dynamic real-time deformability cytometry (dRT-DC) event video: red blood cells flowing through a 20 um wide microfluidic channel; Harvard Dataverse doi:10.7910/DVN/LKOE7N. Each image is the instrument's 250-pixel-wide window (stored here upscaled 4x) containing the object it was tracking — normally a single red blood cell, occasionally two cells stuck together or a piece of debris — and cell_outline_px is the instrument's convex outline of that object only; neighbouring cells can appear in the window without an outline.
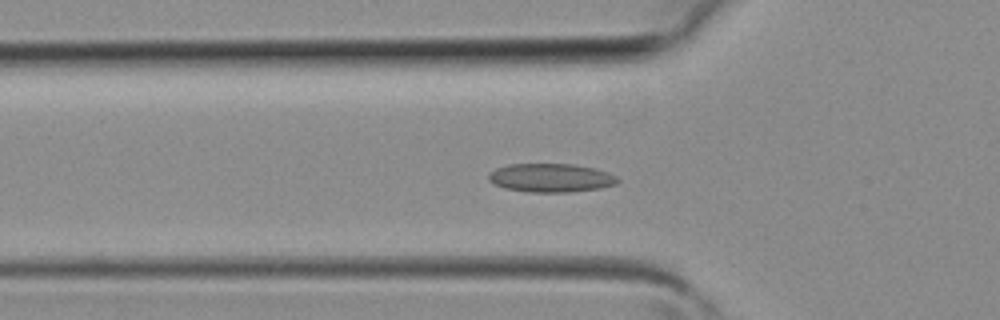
{"species": "common noctule bat (a hibernating species)", "species_latin": "Nyctalus noctula", "temperature_condition": "room temperature", "stored_images_in_passage": 41, "camera_frame_rate_fps": 3000, "um_per_image_px": 0.085, "animal": {"sex": "female", "body_mass_g": 19.3, "forearm_length_mm": 54.1}, "frame": {"image": 1, "passage_image": 13, "time_ms": 4.0, "image_size_px": [1000, 320], "cell_outline_px": [[620, 180], [616, 184], [600, 188], [568, 192], [528, 192], [504, 188], [488, 180], [488, 172], [496, 168], [508, 164], [572, 164], [596, 168], [608, 172], [616, 176]], "centroid_in_image_um": [46.82, 15.11], "position_along_channel_um": 79.0, "area_um2": 21.62}}
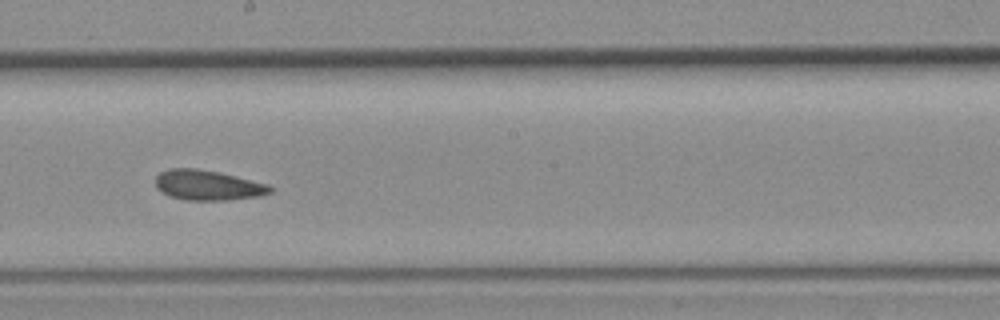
{"frame": {"image": 2, "passage_image": 22, "time_ms": 7.0, "image_size_px": [1000, 320], "cell_outline_px": [[272, 192], [260, 196], [228, 200], [184, 200], [172, 196], [156, 188], [156, 176], [160, 172], [168, 168], [196, 168], [220, 172], [268, 184], [272, 188]], "centroid_in_image_um": [17.67, 15.73], "position_along_channel_um": 230.5, "area_um2": 20.11}}
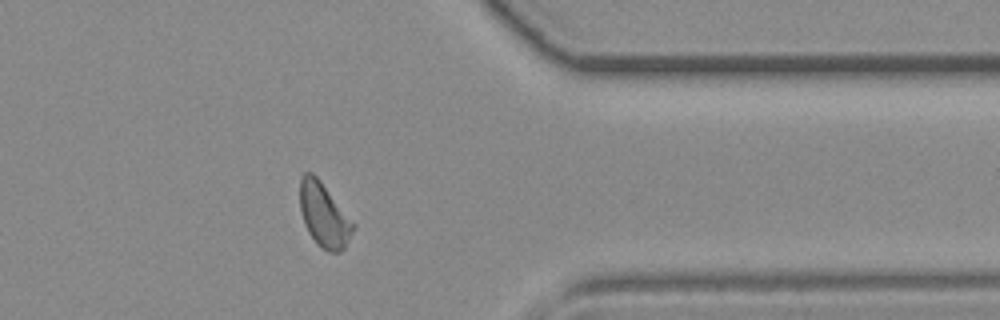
{"frame": {"image": 3, "passage_image": 32, "time_ms": 10.333, "image_size_px": [1000, 320], "cell_outline_px": [[356, 224], [344, 248], [340, 252], [328, 252], [320, 248], [316, 244], [308, 232], [304, 224], [300, 212], [300, 180], [304, 172], [312, 172], [320, 180]], "centroid_in_image_um": [27.53, 18.29], "position_along_channel_um": 383.9, "area_um2": 20.0}}